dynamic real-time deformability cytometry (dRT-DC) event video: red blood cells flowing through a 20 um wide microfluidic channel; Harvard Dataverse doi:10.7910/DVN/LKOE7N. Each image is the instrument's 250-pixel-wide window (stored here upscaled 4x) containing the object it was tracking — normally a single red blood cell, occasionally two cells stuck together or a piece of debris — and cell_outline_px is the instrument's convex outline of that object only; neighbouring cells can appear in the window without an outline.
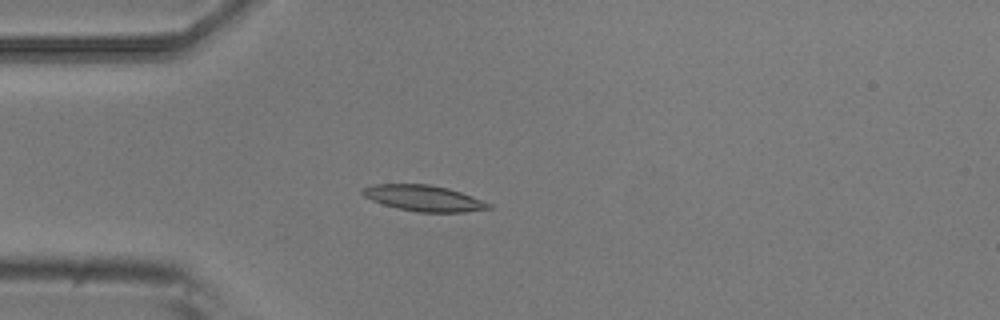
{"species": "common noctule bat (a hibernating species)", "species_latin": "Nyctalus noctula", "temperature_condition": "room temperature", "stored_images_in_passage": 2, "camera_frame_rate_fps": 3000, "um_per_image_px": 0.085, "animal": {"sex": "male", "body_mass_g": 20.5, "forearm_length_mm": 52.5}, "frame": {"image": 1, "passage_image": 2, "time_ms": 0.333, "image_size_px": [1000, 320], "cell_outline_px": [[492, 208], [464, 212], [420, 212], [396, 208], [372, 200], [364, 196], [360, 192], [360, 188], [372, 184], [428, 184], [448, 188], [472, 196], [492, 204]], "centroid_in_image_um": [35.99, 16.84], "position_along_channel_um": 49.0, "area_um2": 19.07}}